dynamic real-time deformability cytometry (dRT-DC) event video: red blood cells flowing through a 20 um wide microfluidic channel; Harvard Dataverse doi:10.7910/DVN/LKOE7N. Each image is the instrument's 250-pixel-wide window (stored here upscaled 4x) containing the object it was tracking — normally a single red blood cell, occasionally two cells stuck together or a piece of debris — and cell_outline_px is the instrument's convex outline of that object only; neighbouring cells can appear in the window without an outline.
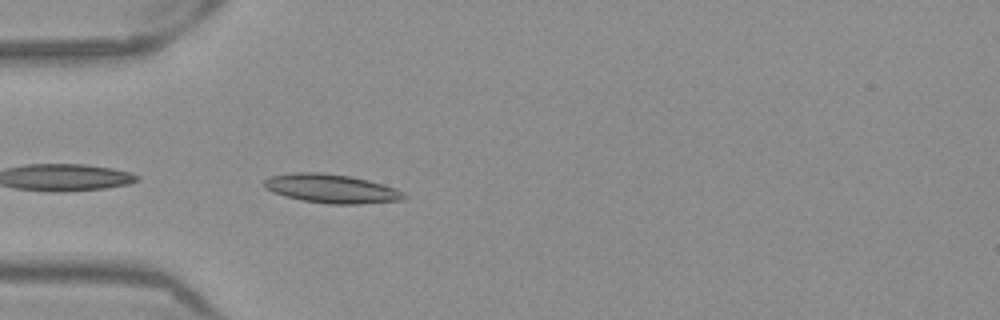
{"species": "Egyptian fruit bat (a non-hibernating species)", "species_latin": "Rousettus aegyptiacus", "temperature_condition": "warm", "stored_images_in_passage": 25, "camera_frame_rate_fps": 3000, "um_per_image_px": 0.085, "frame": {"image": 1, "passage_image": 1, "time_ms": 0.0, "image_size_px": [1000, 320], "cell_outline_px": [[408, 196], [404, 200], [356, 204], [328, 204], [300, 200], [284, 196], [272, 192], [264, 188], [264, 180], [268, 176], [292, 172], [320, 172], [348, 176], [368, 180], [396, 188], [404, 192]], "centroid_in_image_um": [28.15, 16.03], "position_along_channel_um": 56.9, "area_um2": 23.76}}
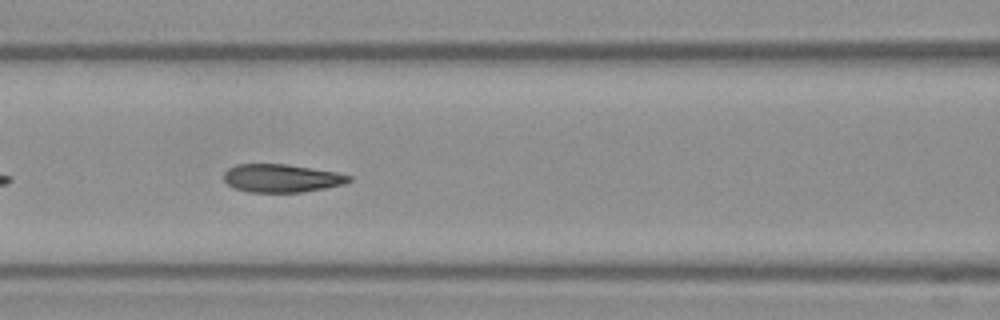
{"frame": {"image": 2, "passage_image": 8, "time_ms": 2.333, "image_size_px": [1000, 320], "cell_outline_px": [[352, 180], [344, 184], [304, 192], [248, 192], [236, 188], [228, 184], [224, 180], [224, 172], [228, 168], [236, 164], [288, 164], [336, 172], [352, 176]], "centroid_in_image_um": [23.94, 15.14], "position_along_channel_um": 142.7, "area_um2": 20.52}}
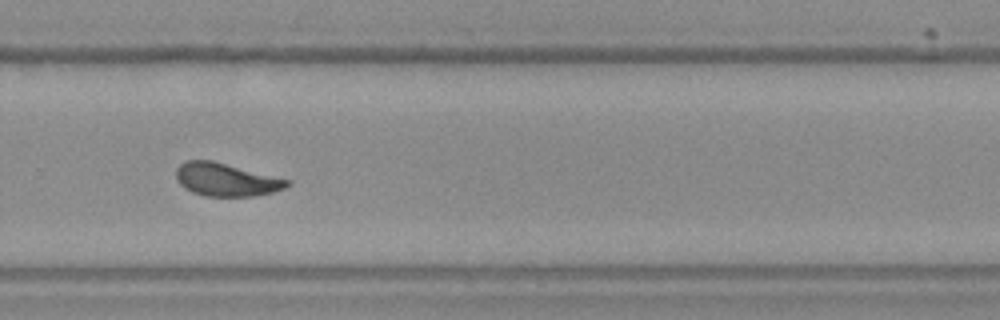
{"frame": {"image": 3, "passage_image": 21, "time_ms": 6.667, "image_size_px": [1000, 320], "cell_outline_px": [[292, 184], [284, 188], [272, 192], [256, 196], [204, 196], [192, 192], [184, 188], [176, 180], [176, 168], [184, 160], [212, 160], [292, 180]], "centroid_in_image_um": [19.22, 15.26], "position_along_channel_um": 310.6, "area_um2": 21.62}}